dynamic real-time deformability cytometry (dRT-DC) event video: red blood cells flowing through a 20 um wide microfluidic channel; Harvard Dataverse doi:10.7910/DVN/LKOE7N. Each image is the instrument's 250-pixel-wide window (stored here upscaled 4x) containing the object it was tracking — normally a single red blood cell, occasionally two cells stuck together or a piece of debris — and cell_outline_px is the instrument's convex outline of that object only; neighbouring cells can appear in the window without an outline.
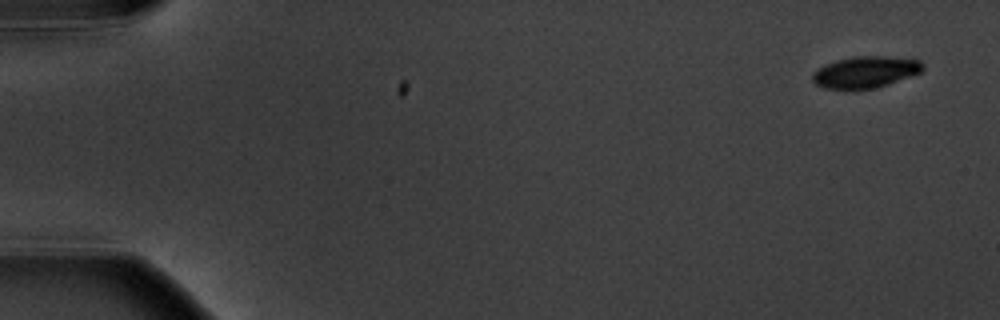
{"species": "common noctule bat (a hibernating species)", "species_latin": "Nyctalus noctula", "temperature_condition": "warm", "stored_images_in_passage": 5, "camera_frame_rate_fps": 3000, "um_per_image_px": 0.085, "animal": {"sex": "male", "body_mass_g": 20.1, "forearm_length_mm": 53.5}, "frame": {"image": 1, "passage_image": 1, "time_ms": 0.0, "image_size_px": [1000, 320], "cell_outline_px": [[924, 68], [920, 72], [888, 84], [872, 88], [824, 88], [816, 84], [812, 80], [812, 72], [816, 68], [836, 60], [852, 56], [884, 56], [920, 60], [924, 64]], "centroid_in_image_um": [73.53, 6.1], "position_along_channel_um": 11.5, "area_um2": 20.06}}
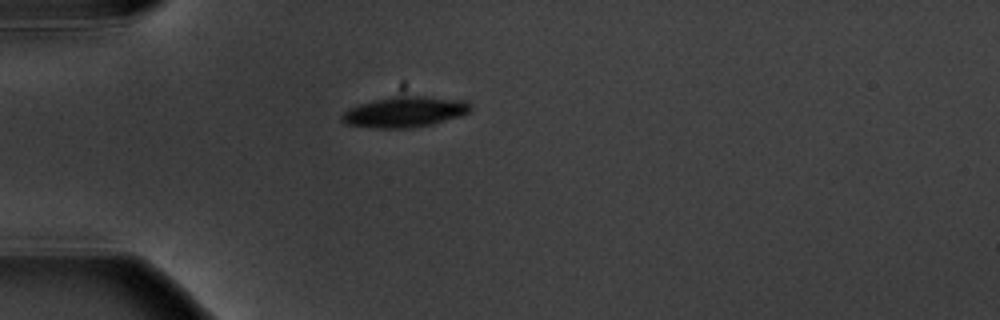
{"frame": {"image": 2, "passage_image": 5, "time_ms": 4.667, "image_size_px": [1000, 320], "cell_outline_px": [[472, 108], [468, 112], [460, 116], [432, 124], [408, 128], [376, 128], [344, 124], [340, 120], [340, 116], [348, 108], [360, 104], [392, 96], [424, 96], [468, 100], [472, 104]], "centroid_in_image_um": [34.41, 9.51], "position_along_channel_um": 50.6, "area_um2": 23.06}}